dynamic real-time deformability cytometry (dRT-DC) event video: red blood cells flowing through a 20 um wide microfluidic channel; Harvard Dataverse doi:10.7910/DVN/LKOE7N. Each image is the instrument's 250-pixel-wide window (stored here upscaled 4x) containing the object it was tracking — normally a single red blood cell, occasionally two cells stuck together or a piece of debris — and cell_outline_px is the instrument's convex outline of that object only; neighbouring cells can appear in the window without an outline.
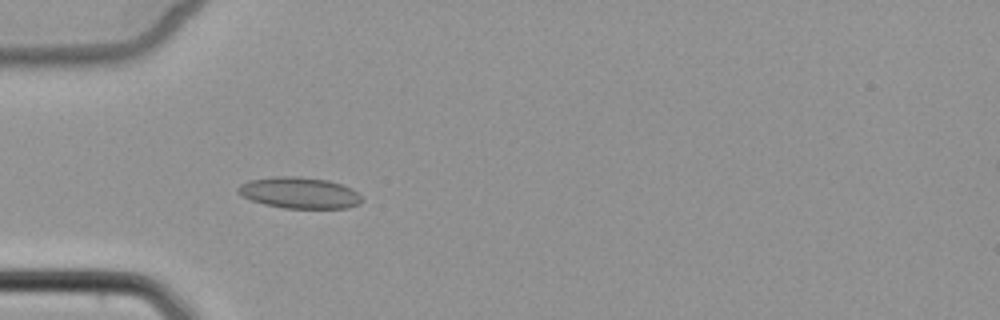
{"species": "common noctule bat (a hibernating species)", "species_latin": "Nyctalus noctula", "temperature_condition": "cold", "stored_images_in_passage": 8, "camera_frame_rate_fps": 3000, "um_per_image_px": 0.085, "animal": {"sex": "female", "body_mass_g": 22.7, "forearm_length_mm": 54.2}, "frame": {"image": 1, "passage_image": 5, "time_ms": 5.0, "image_size_px": [1000, 320], "cell_outline_px": [[360, 204], [348, 208], [284, 208], [264, 204], [252, 200], [236, 192], [236, 188], [240, 184], [248, 180], [276, 176], [296, 176], [328, 180], [352, 188], [360, 196]], "centroid_in_image_um": [25.42, 16.38], "position_along_channel_um": 59.6, "area_um2": 22.48}}
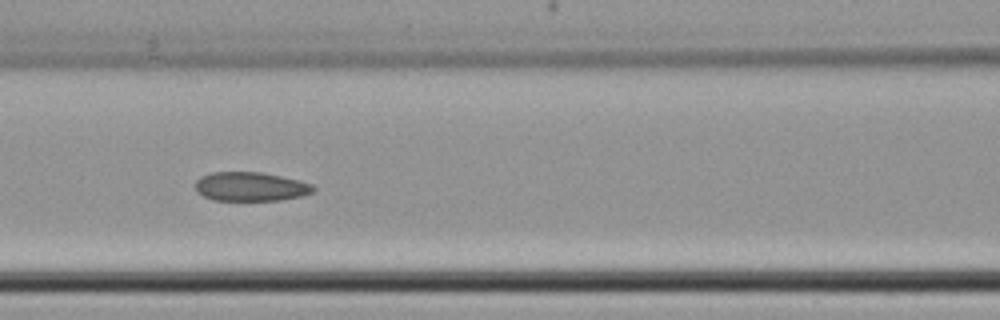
{"frame": {"image": 2, "passage_image": 7, "time_ms": 7.333, "image_size_px": [1000, 320], "cell_outline_px": [[316, 188], [312, 192], [300, 196], [280, 200], [212, 200], [196, 192], [196, 180], [200, 176], [212, 172], [260, 172], [300, 180], [312, 184]], "centroid_in_image_um": [21.28, 15.86], "position_along_channel_um": 145.3, "area_um2": 19.94}}
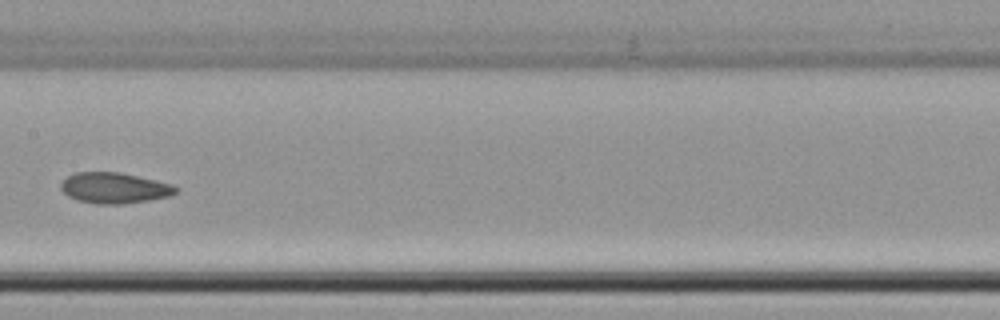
{"frame": {"image": 3, "passage_image": 8, "time_ms": 8.667, "image_size_px": [1000, 320], "cell_outline_px": [[180, 192], [172, 196], [124, 204], [96, 204], [76, 200], [68, 196], [60, 188], [60, 184], [68, 176], [76, 172], [120, 172], [172, 184], [180, 188]], "centroid_in_image_um": [9.76, 15.98], "position_along_channel_um": 197.6, "area_um2": 20.81}}